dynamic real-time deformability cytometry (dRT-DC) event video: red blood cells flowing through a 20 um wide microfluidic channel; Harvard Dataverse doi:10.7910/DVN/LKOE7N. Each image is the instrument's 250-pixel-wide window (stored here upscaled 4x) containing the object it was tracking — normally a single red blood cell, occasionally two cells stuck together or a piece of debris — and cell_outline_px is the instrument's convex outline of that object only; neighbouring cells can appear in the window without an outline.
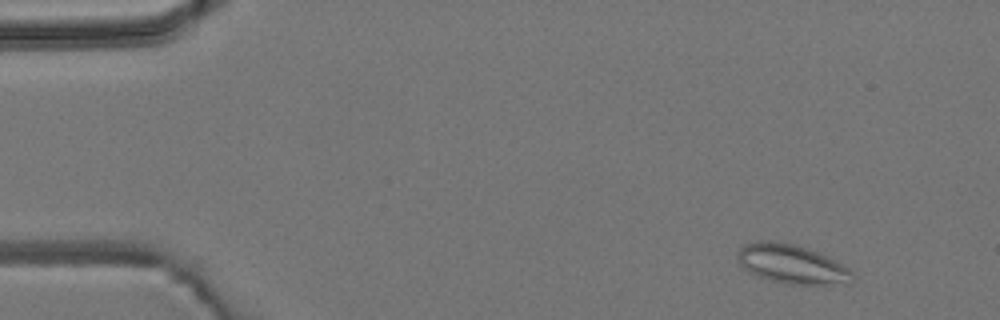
{"species": "common noctule bat (a hibernating species)", "species_latin": "Nyctalus noctula", "temperature_condition": "room temperature", "stored_images_in_passage": 5, "camera_frame_rate_fps": 3000, "um_per_image_px": 0.085, "animal": {"sex": "male", "body_mass_g": 19.2, "forearm_length_mm": 51.8}, "frame": {"image": 1, "passage_image": 1, "time_ms": 0.0, "image_size_px": [1000, 320], "cell_outline_px": [[856, 280], [824, 284], [788, 284], [772, 280], [748, 272], [740, 264], [736, 256], [736, 252], [744, 244], [760, 240], [768, 240], [796, 244], [808, 248], [848, 268], [856, 276]], "centroid_in_image_um": [67.23, 22.42], "position_along_channel_um": 17.8, "area_um2": 25.78}}